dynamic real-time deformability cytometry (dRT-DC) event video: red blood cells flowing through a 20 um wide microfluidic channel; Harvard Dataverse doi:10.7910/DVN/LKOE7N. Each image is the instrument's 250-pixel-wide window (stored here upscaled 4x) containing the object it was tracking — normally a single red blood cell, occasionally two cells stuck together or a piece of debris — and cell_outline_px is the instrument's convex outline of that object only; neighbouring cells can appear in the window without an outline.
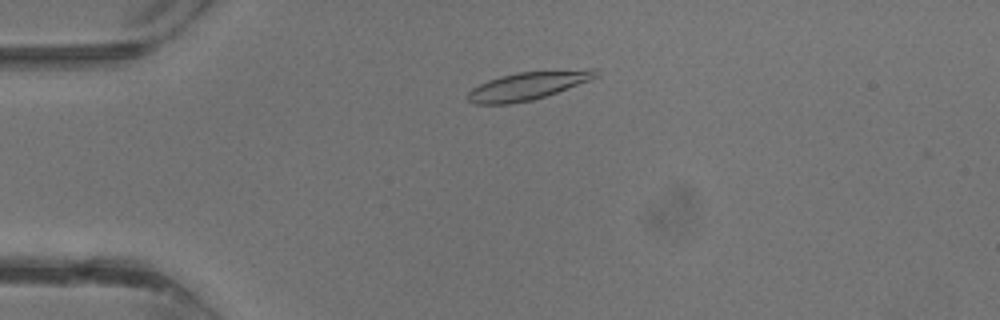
{"species": "common noctule bat (a hibernating species)", "species_latin": "Nyctalus noctula", "temperature_condition": "warm", "stored_images_in_passage": 36, "camera_frame_rate_fps": 3000, "um_per_image_px": 0.085, "animal": {"sex": "male", "body_mass_g": 13.3}, "frame": {"image": 1, "passage_image": 7, "time_ms": 2.0, "image_size_px": [1000, 320], "cell_outline_px": [[600, 76], [592, 80], [532, 100], [512, 104], [476, 104], [468, 100], [464, 96], [472, 88], [488, 80], [500, 76], [516, 72], [588, 68], [600, 68]], "centroid_in_image_um": [44.93, 7.27], "position_along_channel_um": 40.1, "area_um2": 21.39}}
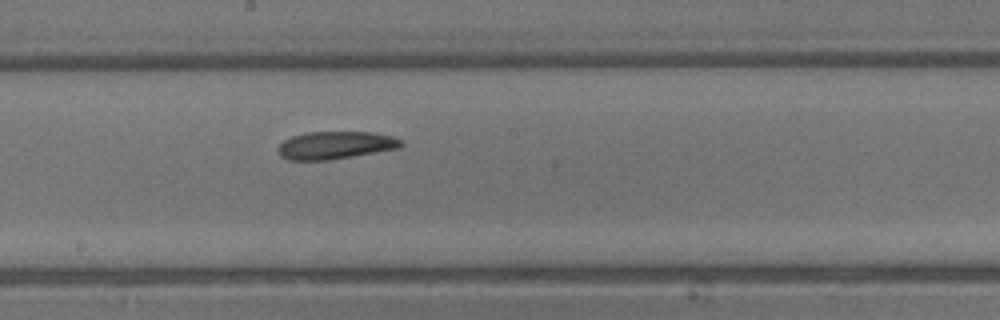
{"frame": {"image": 2, "passage_image": 19, "time_ms": 6.0, "image_size_px": [1000, 320], "cell_outline_px": [[404, 144], [400, 148], [328, 160], [288, 160], [280, 156], [276, 152], [276, 148], [284, 140], [292, 136], [308, 132], [372, 132], [392, 136], [400, 140]], "centroid_in_image_um": [28.47, 12.34], "position_along_channel_um": 219.7, "area_um2": 19.88}}
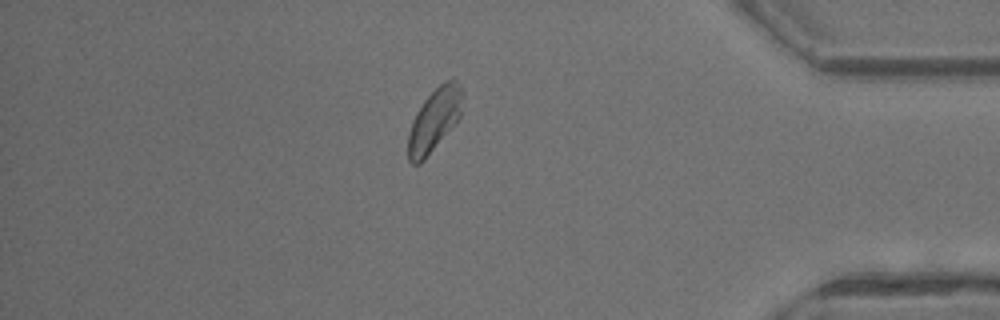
{"frame": {"image": 3, "passage_image": 31, "time_ms": 10.0, "image_size_px": [1000, 320], "cell_outline_px": [[464, 92], [460, 116], [424, 160], [420, 164], [412, 164], [408, 160], [408, 132], [412, 120], [416, 112], [424, 100], [440, 84], [452, 76], [460, 84]], "centroid_in_image_um": [36.92, 10.16], "position_along_channel_um": 398.3, "area_um2": 19.88}}